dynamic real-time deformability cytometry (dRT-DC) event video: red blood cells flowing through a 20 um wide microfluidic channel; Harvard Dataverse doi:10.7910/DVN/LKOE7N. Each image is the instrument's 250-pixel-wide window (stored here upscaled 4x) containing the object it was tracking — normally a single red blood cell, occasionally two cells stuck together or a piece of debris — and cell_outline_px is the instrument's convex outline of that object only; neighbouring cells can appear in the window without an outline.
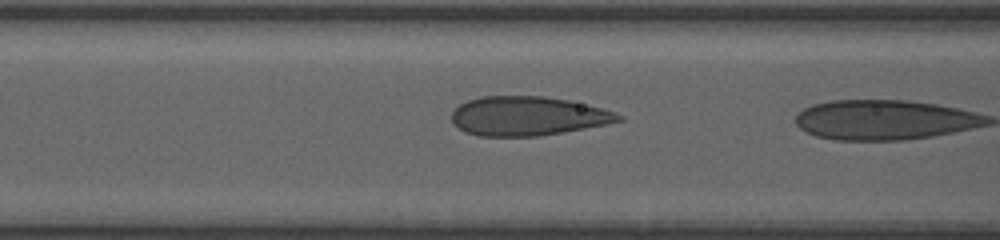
{"species": "human", "species_latin": "Homo sapiens", "temperature_condition": "room temperature", "stored_images_in_passage": 4, "camera_frame_rate_fps": 3000, "um_per_image_px": 0.085, "donor": {"sex": "female"}, "frame": {"image": 1, "passage_image": 3, "time_ms": 0.667, "image_size_px": [1000, 240], "cell_outline_px": [[624, 120], [564, 132], [540, 136], [480, 136], [464, 132], [452, 124], [452, 112], [460, 104], [468, 100], [480, 96], [544, 96], [568, 100], [616, 112], [624, 116]], "centroid_in_image_um": [44.82, 9.87], "position_along_channel_um": 121.8, "area_um2": 38.03}}